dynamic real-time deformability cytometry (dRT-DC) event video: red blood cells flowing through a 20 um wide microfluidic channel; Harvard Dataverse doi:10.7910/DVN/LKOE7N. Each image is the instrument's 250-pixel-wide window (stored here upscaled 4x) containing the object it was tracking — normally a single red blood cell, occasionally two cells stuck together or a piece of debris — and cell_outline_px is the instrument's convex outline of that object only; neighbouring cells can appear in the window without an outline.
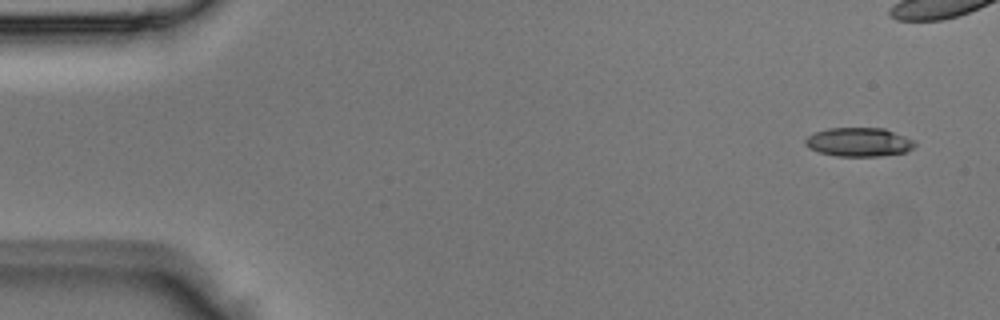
{"species": "Egyptian fruit bat (a non-hibernating species)", "species_latin": "Rousettus aegyptiacus", "temperature_condition": "room temperature", "stored_images_in_passage": 3, "segment_of_instrument_passage": [2, 2], "camera_frame_rate_fps": 3000, "um_per_image_px": 0.085, "animal": {"sex": "male"}, "frame": {"image": 1, "passage_image": 3, "time_ms": 0.667, "image_size_px": [1000, 320], "cell_outline_px": [[916, 144], [912, 148], [904, 152], [880, 156], [836, 156], [820, 152], [808, 148], [804, 144], [804, 140], [812, 132], [828, 128], [884, 128], [916, 140]], "centroid_in_image_um": [72.98, 12.07], "position_along_channel_um": 12.0, "area_um2": 18.55}}